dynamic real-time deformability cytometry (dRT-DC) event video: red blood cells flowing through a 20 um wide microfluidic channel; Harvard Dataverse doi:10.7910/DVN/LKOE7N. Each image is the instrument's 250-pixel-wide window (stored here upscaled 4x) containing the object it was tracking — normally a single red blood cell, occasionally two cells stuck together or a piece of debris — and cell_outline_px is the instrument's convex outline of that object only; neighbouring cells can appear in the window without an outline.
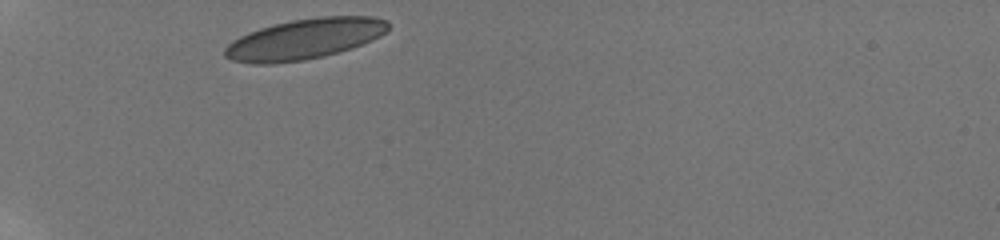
{"species": "human", "species_latin": "Homo sapiens", "temperature_condition": "room temperature", "stored_images_in_passage": 26, "camera_frame_rate_fps": 3000, "um_per_image_px": 0.085, "donor": {"sex": "male"}, "frame": {"image": 1, "passage_image": 1, "time_ms": 0.0, "image_size_px": [1000, 240], "cell_outline_px": [[388, 28], [380, 36], [372, 40], [352, 48], [324, 56], [304, 60], [272, 64], [252, 64], [232, 60], [224, 56], [224, 48], [232, 40], [248, 32], [272, 24], [292, 20], [320, 16], [376, 16], [388, 20]], "centroid_in_image_um": [25.88, 3.31], "position_along_channel_um": 59.1, "area_um2": 38.78}}
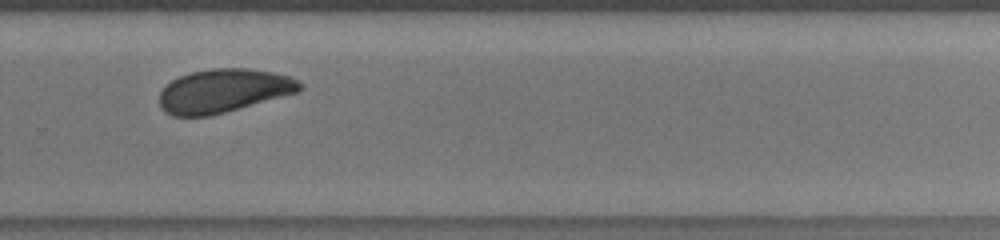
{"frame": {"image": 2, "passage_image": 21, "time_ms": 7.333, "image_size_px": [1000, 240], "cell_outline_px": [[304, 88], [300, 92], [224, 112], [208, 116], [172, 116], [164, 112], [160, 108], [160, 92], [172, 80], [180, 76], [192, 72], [212, 68], [248, 68], [272, 72], [292, 76], [304, 84]], "centroid_in_image_um": [19.04, 7.71], "position_along_channel_um": 310.8, "area_um2": 35.78}}
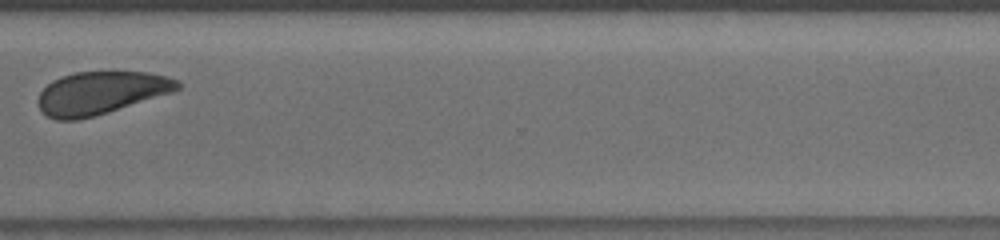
{"frame": {"image": 3, "passage_image": 23, "time_ms": 8.667, "image_size_px": [1000, 240], "cell_outline_px": [[180, 88], [172, 92], [108, 112], [76, 120], [56, 120], [48, 116], [40, 108], [36, 100], [40, 92], [52, 80], [76, 72], [148, 72], [168, 76], [180, 80]], "centroid_in_image_um": [8.57, 7.89], "position_along_channel_um": 362.0, "area_um2": 34.51}, "authors_computed_cell_mechanics": {"area_um2": 37.2232, "velocity_mm_per_s": 3.8001, "shape_relaxation_time_tau1_ms": 2.7381, "shape_relaxation_time_tau2_ms": 2.0469, "deformation_change_tau1": 0.0907, "deformation_change_tau2": 0.0723}}